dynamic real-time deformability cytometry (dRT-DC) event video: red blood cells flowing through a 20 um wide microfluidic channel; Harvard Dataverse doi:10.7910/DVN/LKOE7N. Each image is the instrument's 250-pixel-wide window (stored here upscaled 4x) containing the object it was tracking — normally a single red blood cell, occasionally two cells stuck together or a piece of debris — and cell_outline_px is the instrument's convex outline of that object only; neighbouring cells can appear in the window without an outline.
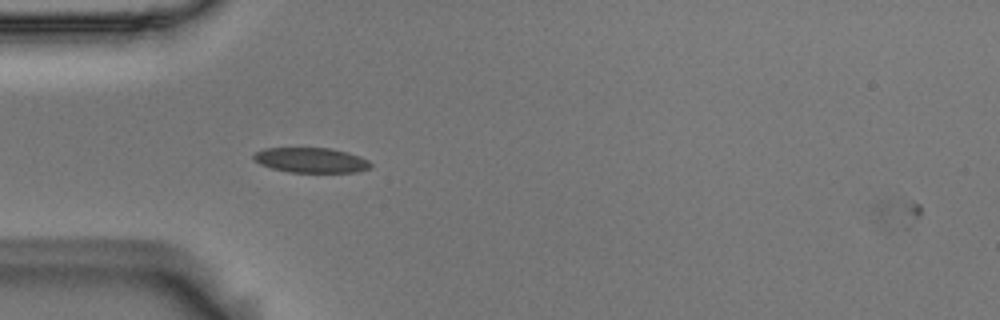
{"species": "Egyptian fruit bat (a non-hibernating species)", "species_latin": "Rousettus aegyptiacus", "temperature_condition": "room temperature", "stored_images_in_passage": 3, "camera_frame_rate_fps": 3000, "um_per_image_px": 0.085, "animal": {"sex": "male"}, "frame": {"image": 1, "passage_image": 2, "time_ms": 0.333, "image_size_px": [1000, 320], "cell_outline_px": [[372, 168], [356, 172], [288, 172], [272, 168], [260, 164], [252, 160], [252, 156], [256, 152], [264, 148], [332, 148], [348, 152], [360, 156], [368, 160], [372, 164]], "centroid_in_image_um": [26.45, 13.61], "position_along_channel_um": 58.6, "area_um2": 17.22}}